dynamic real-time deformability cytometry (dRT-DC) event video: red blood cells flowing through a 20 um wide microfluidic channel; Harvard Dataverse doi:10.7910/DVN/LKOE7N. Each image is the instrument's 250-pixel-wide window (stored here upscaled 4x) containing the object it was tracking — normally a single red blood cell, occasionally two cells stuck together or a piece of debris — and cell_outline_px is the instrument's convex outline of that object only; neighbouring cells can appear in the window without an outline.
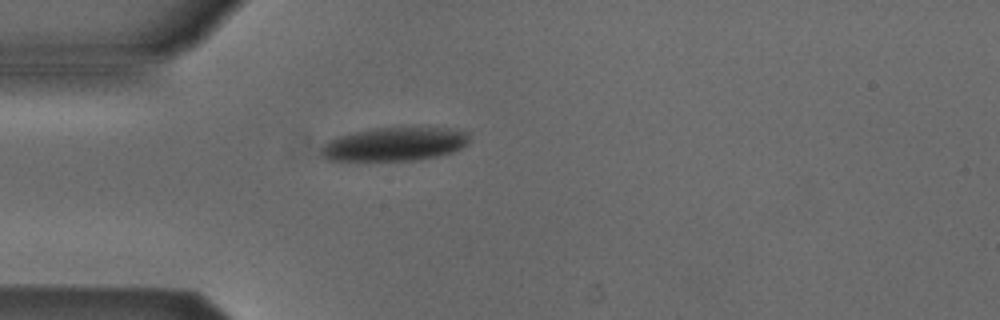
{"species": "Egyptian fruit bat (a non-hibernating species)", "species_latin": "Rousettus aegyptiacus", "temperature_condition": "cold", "stored_images_in_passage": 1, "camera_frame_rate_fps": 3000, "um_per_image_px": 0.085, "animal": {"sex": "male"}, "frame": {"image": 1, "passage_image": 1, "time_ms": 0.0, "image_size_px": [1000, 320], "cell_outline_px": [[468, 144], [452, 152], [436, 156], [412, 160], [324, 160], [320, 156], [320, 148], [328, 140], [336, 136], [372, 128], [428, 124], [456, 128], [468, 132]], "centroid_in_image_um": [33.58, 12.19], "position_along_channel_um": 51.4, "area_um2": 30.23}}